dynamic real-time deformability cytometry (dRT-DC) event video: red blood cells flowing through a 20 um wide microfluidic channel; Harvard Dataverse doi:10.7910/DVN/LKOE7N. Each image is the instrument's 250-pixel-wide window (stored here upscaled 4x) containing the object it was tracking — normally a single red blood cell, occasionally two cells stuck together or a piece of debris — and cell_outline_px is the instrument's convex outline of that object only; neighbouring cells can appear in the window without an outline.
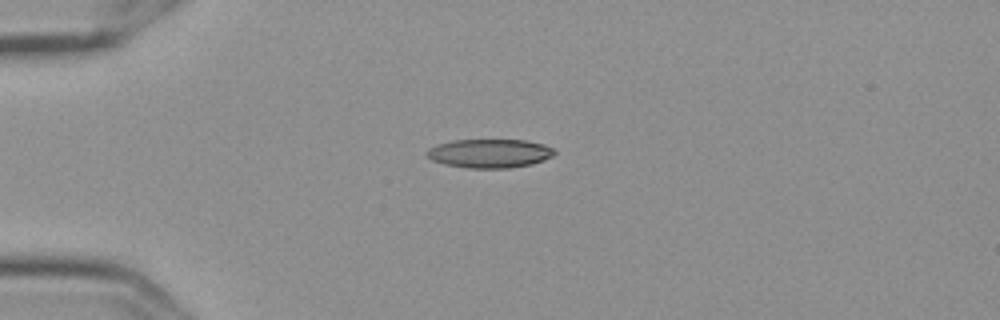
{"species": "Egyptian fruit bat (a non-hibernating species)", "species_latin": "Rousettus aegyptiacus", "temperature_condition": "cold", "stored_images_in_passage": 43, "camera_frame_rate_fps": 3000, "um_per_image_px": 0.085, "frame": {"image": 1, "passage_image": 1, "time_ms": 0.0, "image_size_px": [1000, 320], "cell_outline_px": [[556, 152], [552, 156], [544, 160], [532, 164], [508, 168], [468, 168], [444, 164], [432, 160], [424, 152], [428, 148], [436, 144], [452, 140], [524, 140], [544, 144], [552, 148]], "centroid_in_image_um": [41.59, 13.03], "position_along_channel_um": 43.4, "area_um2": 21.5}}
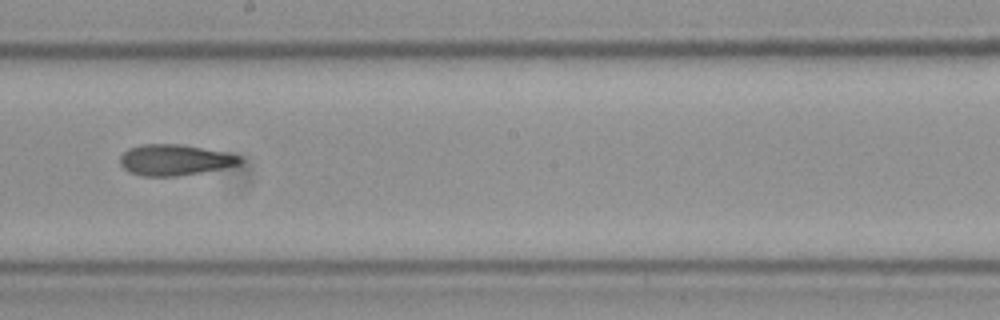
{"frame": {"image": 2, "passage_image": 19, "time_ms": 6.0, "image_size_px": [1000, 320], "cell_outline_px": [[244, 160], [240, 164], [200, 172], [176, 176], [144, 176], [128, 172], [120, 164], [120, 156], [128, 148], [140, 144], [180, 144], [224, 152], [240, 156]], "centroid_in_image_um": [14.81, 13.59], "position_along_channel_um": 233.4, "area_um2": 21.44}}
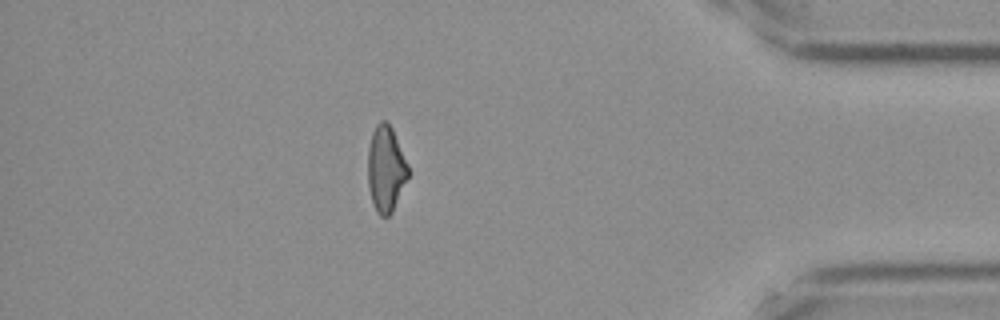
{"frame": {"image": 3, "passage_image": 36, "time_ms": 11.667, "image_size_px": [1000, 320], "cell_outline_px": [[408, 176], [392, 212], [388, 216], [380, 216], [376, 212], [372, 204], [368, 184], [368, 148], [372, 132], [376, 124], [380, 120], [388, 120], [392, 128], [408, 164]], "centroid_in_image_um": [32.78, 14.33], "position_along_channel_um": 402.4, "area_um2": 20.23}, "authors_computed_cell_mechanics": {"area_um2": 21.386, "velocity_mm_per_s": 3.6183, "shape_relaxation_time_tau1_ms": null, "shape_relaxation_time_tau2_ms": 6.0232, "deformation_change_tau1": null, "deformation_change_tau2": 0.1448}}